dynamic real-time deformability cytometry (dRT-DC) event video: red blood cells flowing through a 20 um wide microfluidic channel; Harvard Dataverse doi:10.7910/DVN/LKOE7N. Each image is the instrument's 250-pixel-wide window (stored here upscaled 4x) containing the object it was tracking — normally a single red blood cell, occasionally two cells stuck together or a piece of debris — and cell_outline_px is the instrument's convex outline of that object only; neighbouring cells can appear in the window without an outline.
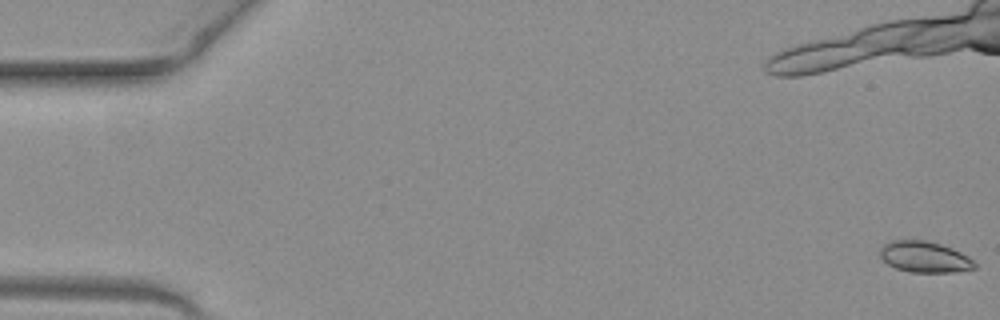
{"species": "common noctule bat (a hibernating species)", "species_latin": "Nyctalus noctula", "temperature_condition": "warm", "stored_images_in_passage": 20, "camera_frame_rate_fps": 3000, "um_per_image_px": 0.085, "animal": {"sex": "female", "body_mass_g": 19.3, "forearm_length_mm": 54.1}, "frame": {"image": 1, "passage_image": 1, "time_ms": 0.0, "image_size_px": [1000, 320], "cell_outline_px": [[976, 268], [952, 272], [912, 272], [896, 268], [888, 264], [880, 256], [880, 248], [884, 244], [892, 240], [928, 240], [952, 248], [968, 256], [976, 264]], "centroid_in_image_um": [78.58, 21.83], "position_along_channel_um": 6.4, "area_um2": 17.05}}